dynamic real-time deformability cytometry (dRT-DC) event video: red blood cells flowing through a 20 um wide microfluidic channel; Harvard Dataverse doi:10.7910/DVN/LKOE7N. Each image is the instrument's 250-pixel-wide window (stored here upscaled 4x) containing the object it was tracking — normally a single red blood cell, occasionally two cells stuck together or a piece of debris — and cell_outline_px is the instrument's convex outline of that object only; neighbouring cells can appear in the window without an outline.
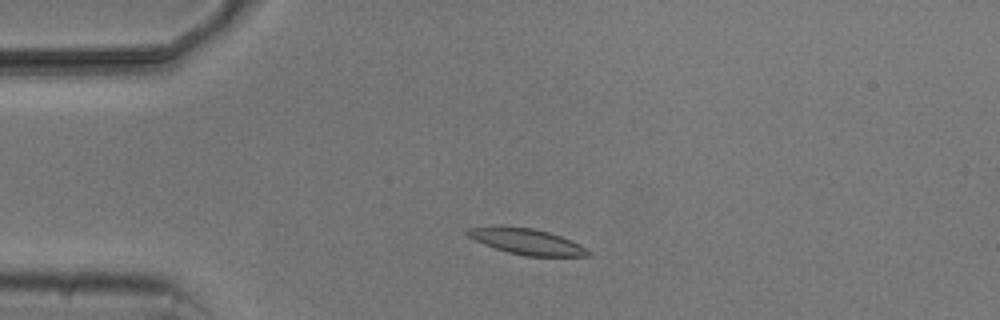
{"species": "common noctule bat (a hibernating species)", "species_latin": "Nyctalus noctula", "temperature_condition": "cold", "stored_images_in_passage": 4, "camera_frame_rate_fps": 3000, "um_per_image_px": 0.085, "animal": {"sex": "male", "body_mass_g": 20.5, "forearm_length_mm": 52.5}, "frame": {"image": 1, "passage_image": 2, "time_ms": 1.0, "image_size_px": [1000, 320], "cell_outline_px": [[592, 256], [524, 256], [508, 252], [484, 244], [468, 236], [464, 232], [468, 228], [532, 228], [548, 232], [572, 240], [580, 244], [592, 252]], "centroid_in_image_um": [44.88, 20.57], "position_along_channel_um": 40.1, "area_um2": 17.57}}
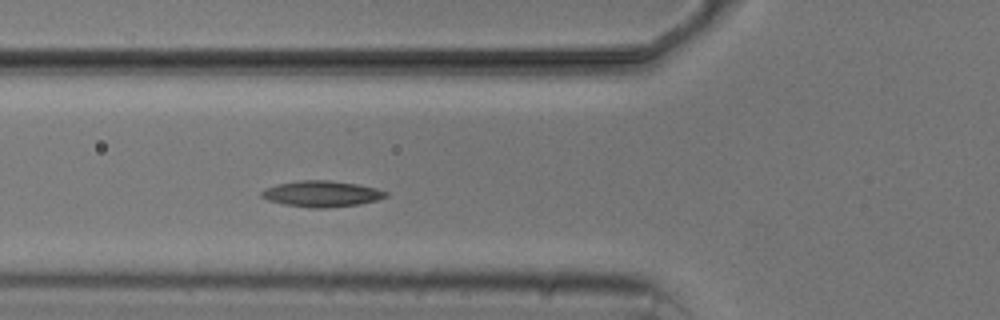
{"frame": {"image": 2, "passage_image": 4, "time_ms": 3.333, "image_size_px": [1000, 320], "cell_outline_px": [[388, 196], [376, 200], [360, 204], [324, 208], [308, 208], [284, 204], [268, 200], [260, 196], [260, 192], [276, 184], [296, 180], [332, 180], [356, 184], [376, 188], [388, 192]], "centroid_in_image_um": [27.33, 16.47], "position_along_channel_um": 98.5, "area_um2": 18.9}}